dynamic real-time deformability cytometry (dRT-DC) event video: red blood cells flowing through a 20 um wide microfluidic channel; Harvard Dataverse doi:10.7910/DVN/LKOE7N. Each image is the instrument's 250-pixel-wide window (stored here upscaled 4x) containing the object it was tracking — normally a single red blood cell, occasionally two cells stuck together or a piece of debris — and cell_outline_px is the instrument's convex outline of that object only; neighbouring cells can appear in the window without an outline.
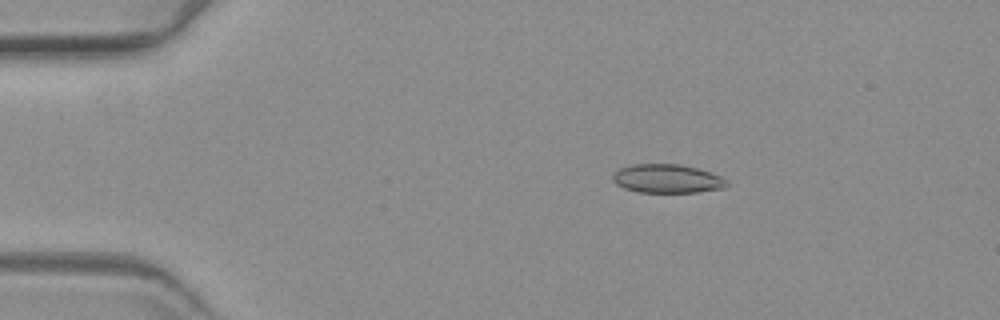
{"species": "common noctule bat (a hibernating species)", "species_latin": "Nyctalus noctula", "temperature_condition": "warm", "stored_images_in_passage": 51, "camera_frame_rate_fps": 3000, "um_per_image_px": 0.085, "animal": {"sex": "female", "body_mass_g": 19.3, "forearm_length_mm": 54.1}, "frame": {"image": 1, "passage_image": 1, "time_ms": 0.0, "image_size_px": [1000, 320], "cell_outline_px": [[728, 184], [724, 188], [696, 192], [640, 192], [624, 188], [616, 184], [612, 180], [612, 176], [620, 168], [632, 164], [680, 164], [696, 168], [720, 176], [728, 180]], "centroid_in_image_um": [56.7, 15.19], "position_along_channel_um": 28.3, "area_um2": 18.96}}
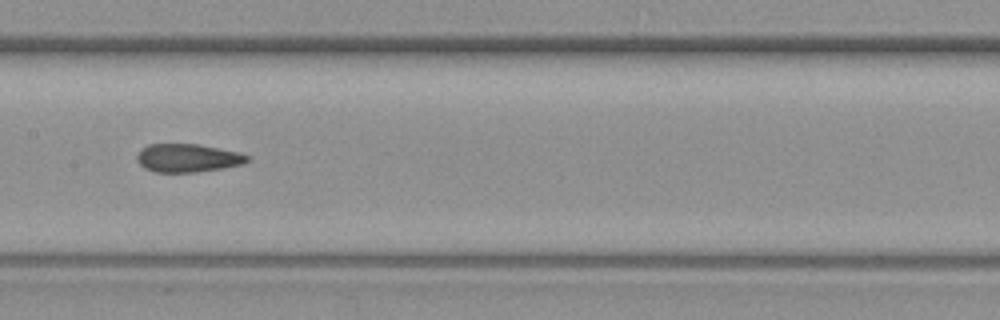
{"frame": {"image": 2, "passage_image": 21, "time_ms": 6.667, "image_size_px": [1000, 320], "cell_outline_px": [[252, 160], [244, 164], [224, 168], [196, 172], [152, 172], [144, 168], [136, 160], [136, 156], [140, 148], [148, 144], [200, 144], [240, 152], [252, 156]], "centroid_in_image_um": [15.99, 13.42], "position_along_channel_um": 191.4, "area_um2": 18.67}}
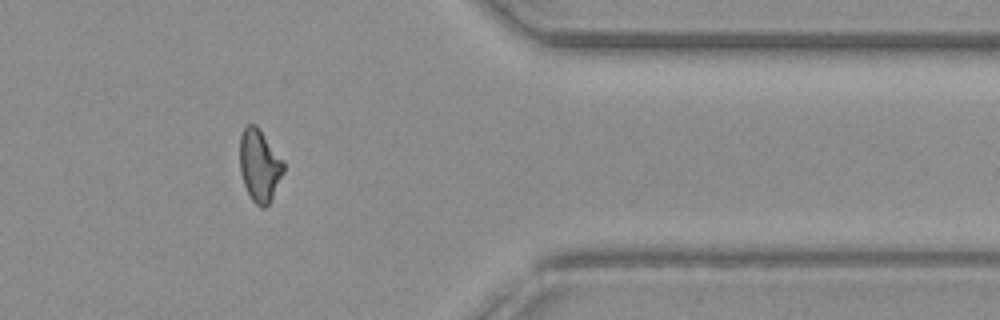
{"frame": {"image": 3, "passage_image": 40, "time_ms": 13.0, "image_size_px": [1000, 320], "cell_outline_px": [[284, 172], [268, 204], [264, 208], [260, 208], [252, 200], [244, 184], [240, 172], [240, 136], [244, 128], [248, 124], [256, 124], [260, 128], [284, 160]], "centroid_in_image_um": [22.06, 14.03], "position_along_channel_um": 389.3, "area_um2": 18.5}}